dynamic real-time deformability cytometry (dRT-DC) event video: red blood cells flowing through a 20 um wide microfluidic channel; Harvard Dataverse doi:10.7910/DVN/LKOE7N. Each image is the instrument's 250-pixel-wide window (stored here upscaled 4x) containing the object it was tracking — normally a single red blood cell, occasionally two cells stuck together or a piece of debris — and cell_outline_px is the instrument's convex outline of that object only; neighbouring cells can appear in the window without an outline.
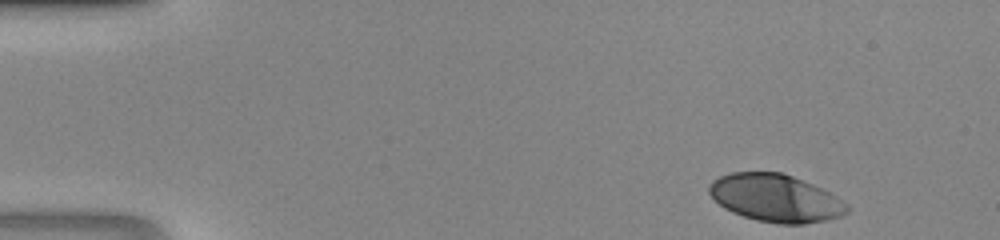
{"species": "human", "species_latin": "Homo sapiens", "temperature_condition": "room temperature", "stored_images_in_passage": 42, "camera_frame_rate_fps": 3000, "um_per_image_px": 0.085, "donor": {"sex": "male"}, "frame": {"image": 1, "passage_image": 1, "time_ms": 0.0, "image_size_px": [1000, 240], "cell_outline_px": [[848, 212], [840, 216], [828, 220], [804, 224], [780, 224], [756, 220], [732, 212], [724, 208], [708, 192], [708, 188], [712, 180], [720, 176], [732, 172], [780, 172], [792, 176], [812, 184], [828, 192], [848, 204]], "centroid_in_image_um": [65.91, 16.84], "position_along_channel_um": 19.1, "area_um2": 38.03}}
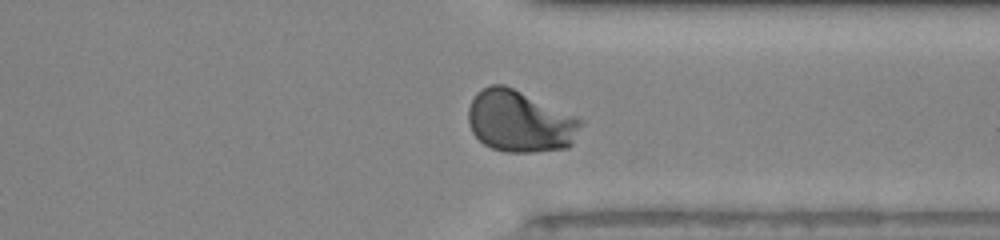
{"frame": {"image": 2, "passage_image": 32, "time_ms": 10.333, "image_size_px": [1000, 240], "cell_outline_px": [[584, 124], [572, 144], [568, 148], [532, 152], [504, 152], [492, 148], [484, 144], [472, 132], [468, 124], [468, 108], [476, 92], [492, 84], [504, 84], [576, 116]], "centroid_in_image_um": [44.19, 10.33], "position_along_channel_um": 367.2, "area_um2": 40.52}}
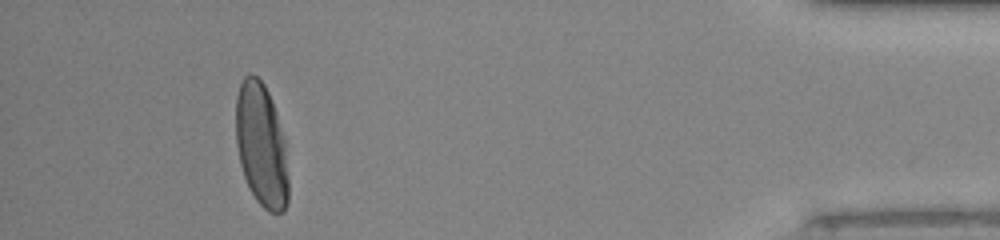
{"frame": {"image": 3, "passage_image": 39, "time_ms": 12.667, "image_size_px": [1000, 240], "cell_outline_px": [[288, 204], [284, 212], [268, 212], [256, 200], [244, 176], [240, 164], [236, 144], [236, 96], [240, 84], [244, 76], [248, 72], [252, 72], [264, 84], [268, 92], [276, 112], [284, 140], [288, 176]], "centroid_in_image_um": [22.21, 12.33], "position_along_channel_um": 413.0, "area_um2": 37.86}}